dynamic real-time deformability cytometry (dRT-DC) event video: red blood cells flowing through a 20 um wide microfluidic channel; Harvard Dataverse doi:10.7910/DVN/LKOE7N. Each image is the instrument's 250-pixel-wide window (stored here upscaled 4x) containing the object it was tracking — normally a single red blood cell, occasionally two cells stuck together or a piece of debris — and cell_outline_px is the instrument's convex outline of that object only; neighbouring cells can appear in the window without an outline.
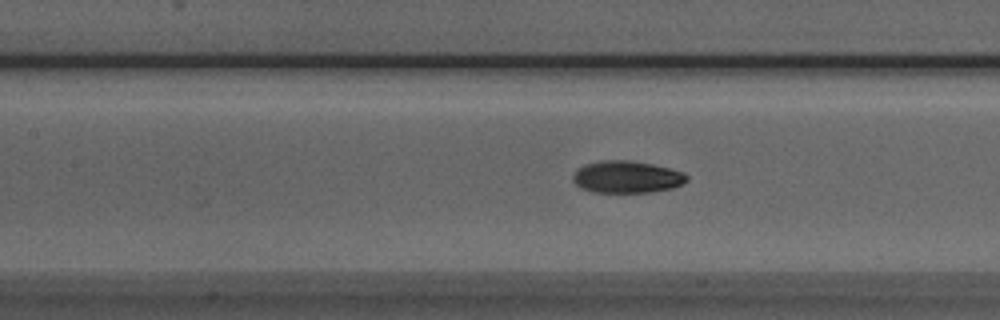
{"species": "Egyptian fruit bat (a non-hibernating species)", "species_latin": "Rousettus aegyptiacus", "temperature_condition": "room temperature", "stored_images_in_passage": 31, "camera_frame_rate_fps": 3000, "um_per_image_px": 0.085, "animal": {"sex": "male"}, "frame": {"image": 1, "passage_image": 9, "time_ms": 2.667, "image_size_px": [1000, 320], "cell_outline_px": [[688, 180], [684, 184], [672, 188], [648, 192], [592, 192], [580, 188], [572, 180], [572, 176], [576, 168], [584, 164], [600, 160], [628, 160], [652, 164], [684, 172], [688, 176]], "centroid_in_image_um": [53.25, 15.03], "position_along_channel_um": 154.2, "area_um2": 21.5}}
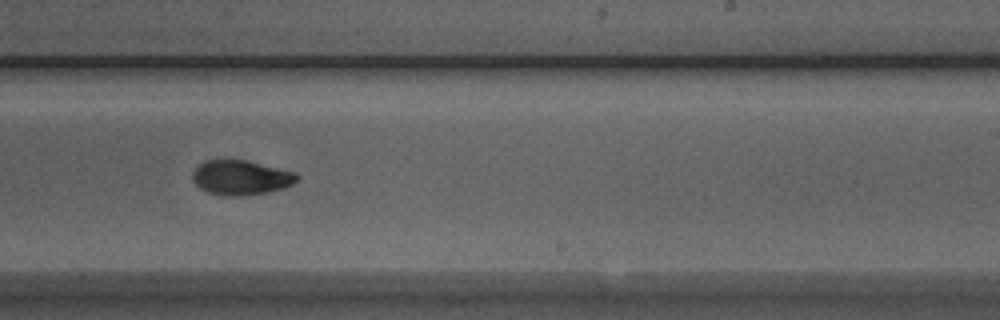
{"frame": {"image": 2, "passage_image": 18, "time_ms": 5.667, "image_size_px": [1000, 320], "cell_outline_px": [[300, 176], [292, 184], [284, 188], [264, 192], [240, 196], [224, 196], [208, 192], [200, 188], [192, 180], [192, 172], [204, 160], [248, 160], [296, 172]], "centroid_in_image_um": [20.47, 15.08], "position_along_channel_um": 268.5, "area_um2": 21.1}}
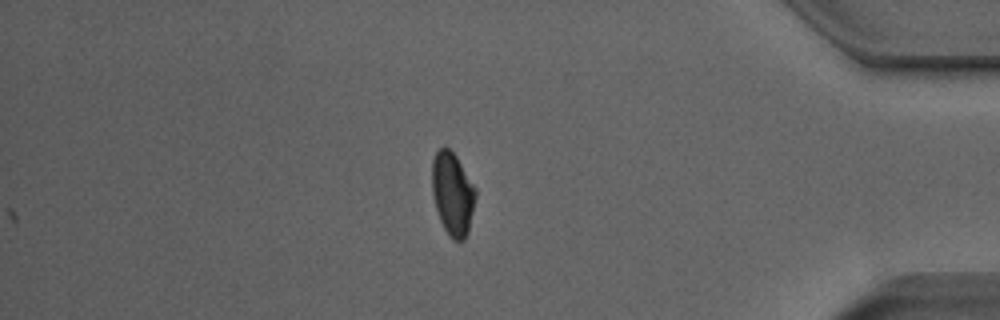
{"frame": {"image": 3, "passage_image": 31, "time_ms": 10.0, "image_size_px": [1000, 320], "cell_outline_px": [[476, 196], [468, 232], [464, 240], [452, 240], [448, 236], [440, 220], [436, 208], [432, 192], [432, 160], [436, 152], [440, 148], [448, 148], [456, 156], [476, 188]], "centroid_in_image_um": [38.47, 16.48], "position_along_channel_um": 396.7, "area_um2": 20.98}, "authors_computed_cell_mechanics": {"area_um2": 21.0392, "velocity_mm_per_s": 3.8273, "shape_relaxation_time_tau1_ms": 2.8208, "shape_relaxation_time_tau2_ms": 2.6863, "deformation_change_tau1": 0.1245, "deformation_change_tau2": 0.0613}}